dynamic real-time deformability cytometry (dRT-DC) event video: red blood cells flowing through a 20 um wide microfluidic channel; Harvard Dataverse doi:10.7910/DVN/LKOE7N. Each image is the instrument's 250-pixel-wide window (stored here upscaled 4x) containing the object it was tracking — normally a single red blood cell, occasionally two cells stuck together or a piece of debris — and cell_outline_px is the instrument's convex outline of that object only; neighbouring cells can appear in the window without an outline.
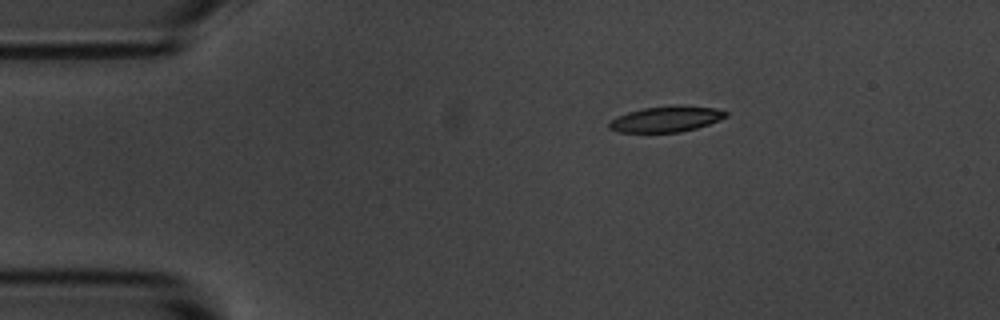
{"species": "common noctule bat (a hibernating species)", "species_latin": "Nyctalus noctula", "temperature_condition": "room temperature", "stored_images_in_passage": 4, "camera_frame_rate_fps": 3000, "um_per_image_px": 0.085, "animal": {"sex": "male", "body_mass_g": 20.1, "forearm_length_mm": 53.5}, "frame": {"image": 1, "passage_image": 1, "time_ms": 0.0, "image_size_px": [1000, 320], "cell_outline_px": [[728, 116], [720, 120], [696, 128], [680, 132], [620, 132], [608, 128], [608, 124], [616, 116], [628, 112], [644, 108], [676, 104], [680, 104], [716, 108], [728, 112]], "centroid_in_image_um": [56.66, 10.1], "position_along_channel_um": 28.3, "area_um2": 17.69}}
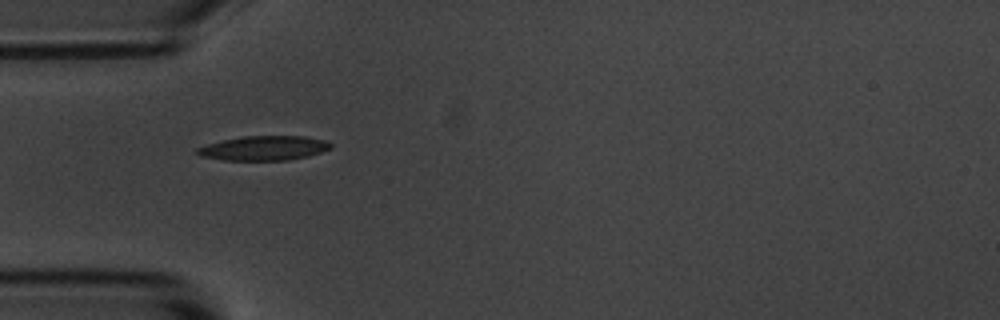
{"frame": {"image": 2, "passage_image": 3, "time_ms": 2.333, "image_size_px": [1000, 320], "cell_outline_px": [[332, 148], [308, 156], [288, 160], [224, 160], [200, 156], [196, 152], [196, 148], [208, 144], [224, 140], [244, 136], [304, 136], [324, 140], [332, 144]], "centroid_in_image_um": [22.44, 12.59], "position_along_channel_um": 62.6, "area_um2": 18.9}}